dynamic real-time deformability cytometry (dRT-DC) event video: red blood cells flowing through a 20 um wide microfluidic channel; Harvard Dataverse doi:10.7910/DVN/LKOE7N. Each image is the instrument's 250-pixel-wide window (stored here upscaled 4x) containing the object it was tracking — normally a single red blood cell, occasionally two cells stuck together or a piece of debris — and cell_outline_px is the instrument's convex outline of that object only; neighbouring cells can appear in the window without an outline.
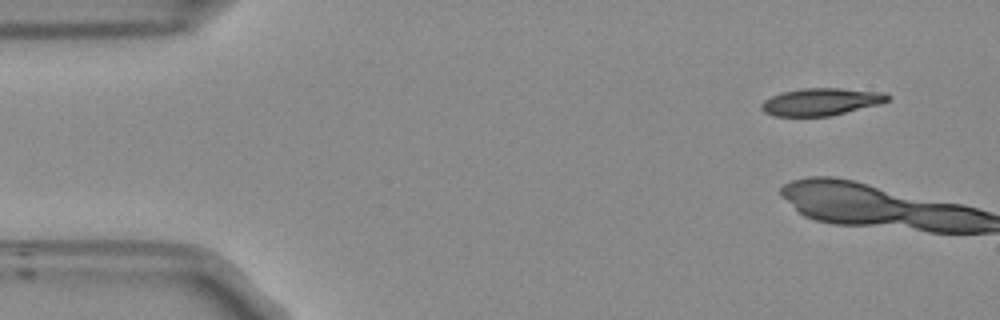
{"species": "Egyptian fruit bat (a non-hibernating species)", "species_latin": "Rousettus aegyptiacus", "temperature_condition": "room temperature", "stored_images_in_passage": 3, "camera_frame_rate_fps": 3000, "um_per_image_px": 0.085, "frame": {"image": 1, "passage_image": 1, "time_ms": 0.0, "image_size_px": [1000, 320], "cell_outline_px": [[892, 96], [888, 100], [876, 104], [828, 116], [772, 116], [764, 112], [760, 108], [760, 104], [764, 100], [780, 92], [804, 88], [840, 88], [884, 92]], "centroid_in_image_um": [69.73, 8.64], "position_along_channel_um": 15.3, "area_um2": 19.94}}